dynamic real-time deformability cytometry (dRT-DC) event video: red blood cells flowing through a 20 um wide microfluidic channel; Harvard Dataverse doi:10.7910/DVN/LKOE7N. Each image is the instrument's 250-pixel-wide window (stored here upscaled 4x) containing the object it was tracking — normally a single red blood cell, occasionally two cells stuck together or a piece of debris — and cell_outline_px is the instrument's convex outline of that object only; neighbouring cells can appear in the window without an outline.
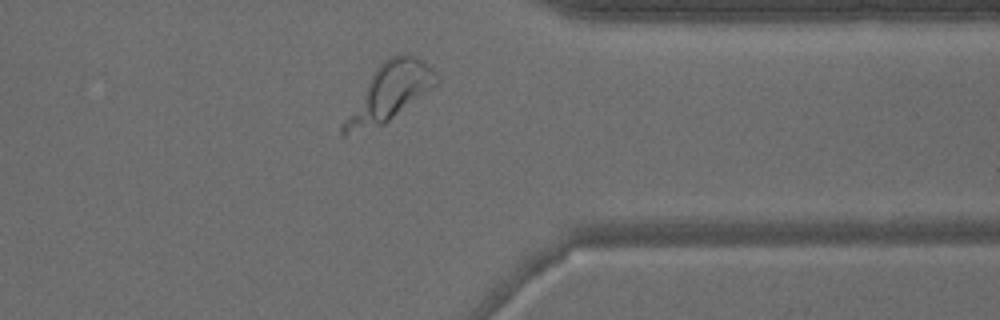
{"species": "common noctule bat (a hibernating species)", "species_latin": "Nyctalus noctula", "temperature_condition": "warm", "stored_images_in_passage": 39, "camera_frame_rate_fps": 3000, "um_per_image_px": 0.085, "animal": {"sex": "male", "body_mass_g": 15.6}, "frame": {"image": 1, "passage_image": 28, "time_ms": 9.0, "image_size_px": [1000, 320], "cell_outline_px": [[440, 84], [384, 124], [344, 136], [340, 132], [340, 128], [344, 120], [368, 80], [376, 68], [384, 60], [392, 56], [408, 52], [432, 68], [440, 76]], "centroid_in_image_um": [33.16, 7.84], "position_along_channel_um": 378.2, "area_um2": 30.46}}